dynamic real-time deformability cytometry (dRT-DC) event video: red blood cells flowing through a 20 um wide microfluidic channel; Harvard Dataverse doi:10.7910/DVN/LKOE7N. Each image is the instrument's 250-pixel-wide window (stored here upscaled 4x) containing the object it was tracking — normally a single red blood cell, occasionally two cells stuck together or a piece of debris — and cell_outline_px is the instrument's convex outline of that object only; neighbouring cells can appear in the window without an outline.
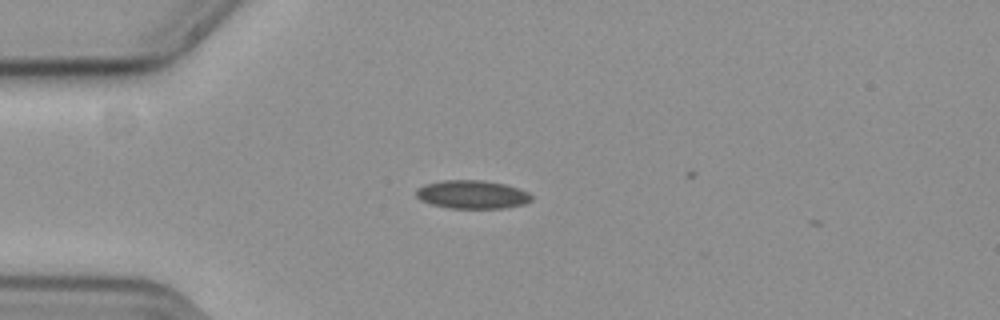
{"species": "common noctule bat (a hibernating species)", "species_latin": "Nyctalus noctula", "temperature_condition": "cold", "stored_images_in_passage": 4, "camera_frame_rate_fps": 3000, "um_per_image_px": 0.085, "animal": {"sex": "female", "body_mass_g": 19.3, "forearm_length_mm": 54.1}, "frame": {"image": 1, "passage_image": 1, "time_ms": 0.0, "image_size_px": [1000, 320], "cell_outline_px": [[532, 200], [524, 204], [504, 208], [448, 208], [432, 204], [420, 200], [416, 196], [416, 188], [428, 184], [444, 180], [480, 180], [504, 184], [528, 192], [532, 196]], "centroid_in_image_um": [40.13, 16.54], "position_along_channel_um": 44.9, "area_um2": 18.9}}